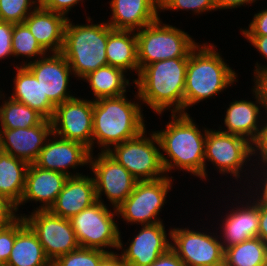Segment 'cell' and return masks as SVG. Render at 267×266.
Returning a JSON list of instances; mask_svg holds the SVG:
<instances>
[{
  "label": "cell",
  "mask_w": 267,
  "mask_h": 266,
  "mask_svg": "<svg viewBox=\"0 0 267 266\" xmlns=\"http://www.w3.org/2000/svg\"><path fill=\"white\" fill-rule=\"evenodd\" d=\"M208 128L202 131L190 114L171 113V120L160 131H154L160 144L165 173L171 170L190 172L205 181L204 149ZM169 158V159H168Z\"/></svg>",
  "instance_id": "1"
},
{
  "label": "cell",
  "mask_w": 267,
  "mask_h": 266,
  "mask_svg": "<svg viewBox=\"0 0 267 266\" xmlns=\"http://www.w3.org/2000/svg\"><path fill=\"white\" fill-rule=\"evenodd\" d=\"M189 57L157 61L144 66L133 80L137 88L134 95L158 115L170 110L184 113V89Z\"/></svg>",
  "instance_id": "2"
},
{
  "label": "cell",
  "mask_w": 267,
  "mask_h": 266,
  "mask_svg": "<svg viewBox=\"0 0 267 266\" xmlns=\"http://www.w3.org/2000/svg\"><path fill=\"white\" fill-rule=\"evenodd\" d=\"M99 98L93 100L92 152L95 143L101 152L111 146L133 139L146 130L141 104L126 98Z\"/></svg>",
  "instance_id": "3"
},
{
  "label": "cell",
  "mask_w": 267,
  "mask_h": 266,
  "mask_svg": "<svg viewBox=\"0 0 267 266\" xmlns=\"http://www.w3.org/2000/svg\"><path fill=\"white\" fill-rule=\"evenodd\" d=\"M215 48L213 43H200L189 54L184 89L185 114L190 106L220 94L237 82L238 74Z\"/></svg>",
  "instance_id": "4"
},
{
  "label": "cell",
  "mask_w": 267,
  "mask_h": 266,
  "mask_svg": "<svg viewBox=\"0 0 267 266\" xmlns=\"http://www.w3.org/2000/svg\"><path fill=\"white\" fill-rule=\"evenodd\" d=\"M72 24L68 19L65 26L61 54L66 58L74 77L83 79L89 73L108 65L106 45L109 33L113 30L105 21L93 24Z\"/></svg>",
  "instance_id": "5"
},
{
  "label": "cell",
  "mask_w": 267,
  "mask_h": 266,
  "mask_svg": "<svg viewBox=\"0 0 267 266\" xmlns=\"http://www.w3.org/2000/svg\"><path fill=\"white\" fill-rule=\"evenodd\" d=\"M162 23L159 17L136 31L139 71L157 61L189 57L199 44L180 28Z\"/></svg>",
  "instance_id": "6"
},
{
  "label": "cell",
  "mask_w": 267,
  "mask_h": 266,
  "mask_svg": "<svg viewBox=\"0 0 267 266\" xmlns=\"http://www.w3.org/2000/svg\"><path fill=\"white\" fill-rule=\"evenodd\" d=\"M106 205L97 201L69 220L80 247L101 249L114 254L116 252L111 249L109 251V248L118 250L121 232L115 223L116 209L113 208L112 212Z\"/></svg>",
  "instance_id": "7"
},
{
  "label": "cell",
  "mask_w": 267,
  "mask_h": 266,
  "mask_svg": "<svg viewBox=\"0 0 267 266\" xmlns=\"http://www.w3.org/2000/svg\"><path fill=\"white\" fill-rule=\"evenodd\" d=\"M144 130L137 137L114 145L107 152L124 166L138 181L155 180L167 176L162 160L159 140L154 131Z\"/></svg>",
  "instance_id": "8"
},
{
  "label": "cell",
  "mask_w": 267,
  "mask_h": 266,
  "mask_svg": "<svg viewBox=\"0 0 267 266\" xmlns=\"http://www.w3.org/2000/svg\"><path fill=\"white\" fill-rule=\"evenodd\" d=\"M172 176L155 180L138 181L132 193L116 208L117 217L126 223L142 225L163 222L160 211L166 203V197L172 188Z\"/></svg>",
  "instance_id": "9"
},
{
  "label": "cell",
  "mask_w": 267,
  "mask_h": 266,
  "mask_svg": "<svg viewBox=\"0 0 267 266\" xmlns=\"http://www.w3.org/2000/svg\"><path fill=\"white\" fill-rule=\"evenodd\" d=\"M251 156L253 146L249 140L220 130L208 129L204 149L205 180L208 177L206 162L209 161L220 174H230L236 181L239 180L240 176L243 177L240 174L243 173L244 165L247 167V162L251 161Z\"/></svg>",
  "instance_id": "10"
},
{
  "label": "cell",
  "mask_w": 267,
  "mask_h": 266,
  "mask_svg": "<svg viewBox=\"0 0 267 266\" xmlns=\"http://www.w3.org/2000/svg\"><path fill=\"white\" fill-rule=\"evenodd\" d=\"M90 154L89 168L93 173L97 201L104 204L106 196L113 208H118L132 193L138 180L107 152L97 157Z\"/></svg>",
  "instance_id": "11"
},
{
  "label": "cell",
  "mask_w": 267,
  "mask_h": 266,
  "mask_svg": "<svg viewBox=\"0 0 267 266\" xmlns=\"http://www.w3.org/2000/svg\"><path fill=\"white\" fill-rule=\"evenodd\" d=\"M20 216L36 234L51 262L80 247L69 219L54 215L50 210L35 209L30 215Z\"/></svg>",
  "instance_id": "12"
},
{
  "label": "cell",
  "mask_w": 267,
  "mask_h": 266,
  "mask_svg": "<svg viewBox=\"0 0 267 266\" xmlns=\"http://www.w3.org/2000/svg\"><path fill=\"white\" fill-rule=\"evenodd\" d=\"M191 228H171V248L185 266H224V249L219 235ZM219 238V239H218Z\"/></svg>",
  "instance_id": "13"
},
{
  "label": "cell",
  "mask_w": 267,
  "mask_h": 266,
  "mask_svg": "<svg viewBox=\"0 0 267 266\" xmlns=\"http://www.w3.org/2000/svg\"><path fill=\"white\" fill-rule=\"evenodd\" d=\"M53 134L83 144L92 153L93 100L74 97L55 107Z\"/></svg>",
  "instance_id": "14"
},
{
  "label": "cell",
  "mask_w": 267,
  "mask_h": 266,
  "mask_svg": "<svg viewBox=\"0 0 267 266\" xmlns=\"http://www.w3.org/2000/svg\"><path fill=\"white\" fill-rule=\"evenodd\" d=\"M47 54L36 61L21 62L40 83L44 96L56 107L63 102L74 98L70 94V75L74 77L68 61L61 53ZM28 61V62H27Z\"/></svg>",
  "instance_id": "15"
},
{
  "label": "cell",
  "mask_w": 267,
  "mask_h": 266,
  "mask_svg": "<svg viewBox=\"0 0 267 266\" xmlns=\"http://www.w3.org/2000/svg\"><path fill=\"white\" fill-rule=\"evenodd\" d=\"M166 232L163 222L142 225L141 230L138 231L131 242L126 243V245L129 243V245L128 247L125 245V249L120 234L118 251L121 250V255L119 254V256L128 266H149L161 254L171 248L172 242L171 239H168L171 238V228L168 234Z\"/></svg>",
  "instance_id": "16"
},
{
  "label": "cell",
  "mask_w": 267,
  "mask_h": 266,
  "mask_svg": "<svg viewBox=\"0 0 267 266\" xmlns=\"http://www.w3.org/2000/svg\"><path fill=\"white\" fill-rule=\"evenodd\" d=\"M52 138V139H51ZM34 162L37 167L59 171L69 176H79L80 172L73 174L68 169L89 165L90 150L83 144L60 138L52 133Z\"/></svg>",
  "instance_id": "17"
},
{
  "label": "cell",
  "mask_w": 267,
  "mask_h": 266,
  "mask_svg": "<svg viewBox=\"0 0 267 266\" xmlns=\"http://www.w3.org/2000/svg\"><path fill=\"white\" fill-rule=\"evenodd\" d=\"M52 133L51 120L45 118L33 127L0 129L1 151L33 164Z\"/></svg>",
  "instance_id": "18"
},
{
  "label": "cell",
  "mask_w": 267,
  "mask_h": 266,
  "mask_svg": "<svg viewBox=\"0 0 267 266\" xmlns=\"http://www.w3.org/2000/svg\"><path fill=\"white\" fill-rule=\"evenodd\" d=\"M248 198L238 201L240 206L236 205L230 212L226 213L222 221L220 229V241L223 249L232 245L239 244L251 238L258 237L259 219H260V203L257 202L252 195L246 193ZM253 198V199H252ZM245 203V205H243ZM235 209V210H234Z\"/></svg>",
  "instance_id": "19"
},
{
  "label": "cell",
  "mask_w": 267,
  "mask_h": 266,
  "mask_svg": "<svg viewBox=\"0 0 267 266\" xmlns=\"http://www.w3.org/2000/svg\"><path fill=\"white\" fill-rule=\"evenodd\" d=\"M68 176L59 171L46 170L29 164L26 172L25 187L20 204L29 201L40 202L41 206L36 210H49L55 203L58 194L62 191Z\"/></svg>",
  "instance_id": "20"
},
{
  "label": "cell",
  "mask_w": 267,
  "mask_h": 266,
  "mask_svg": "<svg viewBox=\"0 0 267 266\" xmlns=\"http://www.w3.org/2000/svg\"><path fill=\"white\" fill-rule=\"evenodd\" d=\"M108 22L115 30L138 31L159 18V0H111Z\"/></svg>",
  "instance_id": "21"
},
{
  "label": "cell",
  "mask_w": 267,
  "mask_h": 266,
  "mask_svg": "<svg viewBox=\"0 0 267 266\" xmlns=\"http://www.w3.org/2000/svg\"><path fill=\"white\" fill-rule=\"evenodd\" d=\"M97 202L93 176H69L49 209L54 215L70 219Z\"/></svg>",
  "instance_id": "22"
},
{
  "label": "cell",
  "mask_w": 267,
  "mask_h": 266,
  "mask_svg": "<svg viewBox=\"0 0 267 266\" xmlns=\"http://www.w3.org/2000/svg\"><path fill=\"white\" fill-rule=\"evenodd\" d=\"M69 19L63 14L53 12L39 5L24 20L40 46L48 53H61L65 26Z\"/></svg>",
  "instance_id": "23"
},
{
  "label": "cell",
  "mask_w": 267,
  "mask_h": 266,
  "mask_svg": "<svg viewBox=\"0 0 267 266\" xmlns=\"http://www.w3.org/2000/svg\"><path fill=\"white\" fill-rule=\"evenodd\" d=\"M252 93L253 96L255 95V102L241 99L239 101L233 100L230 103L229 108H226L224 118L226 129L223 128L222 130L221 126L219 130L224 133L241 136L253 144L259 135L263 119H261L262 111L260 109L262 110V108L259 98L254 91Z\"/></svg>",
  "instance_id": "24"
},
{
  "label": "cell",
  "mask_w": 267,
  "mask_h": 266,
  "mask_svg": "<svg viewBox=\"0 0 267 266\" xmlns=\"http://www.w3.org/2000/svg\"><path fill=\"white\" fill-rule=\"evenodd\" d=\"M5 266H52L36 234L22 216L15 220V241Z\"/></svg>",
  "instance_id": "25"
},
{
  "label": "cell",
  "mask_w": 267,
  "mask_h": 266,
  "mask_svg": "<svg viewBox=\"0 0 267 266\" xmlns=\"http://www.w3.org/2000/svg\"><path fill=\"white\" fill-rule=\"evenodd\" d=\"M16 76L13 79V89L11 96L14 101L26 104L31 109L36 110L45 119L51 120L54 115L55 106L44 96L43 89L36 77L25 67L15 64Z\"/></svg>",
  "instance_id": "26"
},
{
  "label": "cell",
  "mask_w": 267,
  "mask_h": 266,
  "mask_svg": "<svg viewBox=\"0 0 267 266\" xmlns=\"http://www.w3.org/2000/svg\"><path fill=\"white\" fill-rule=\"evenodd\" d=\"M108 65L139 74L136 31L113 29L107 39Z\"/></svg>",
  "instance_id": "27"
},
{
  "label": "cell",
  "mask_w": 267,
  "mask_h": 266,
  "mask_svg": "<svg viewBox=\"0 0 267 266\" xmlns=\"http://www.w3.org/2000/svg\"><path fill=\"white\" fill-rule=\"evenodd\" d=\"M28 166L24 160L0 152V195L6 197L16 207L23 195Z\"/></svg>",
  "instance_id": "28"
},
{
  "label": "cell",
  "mask_w": 267,
  "mask_h": 266,
  "mask_svg": "<svg viewBox=\"0 0 267 266\" xmlns=\"http://www.w3.org/2000/svg\"><path fill=\"white\" fill-rule=\"evenodd\" d=\"M126 72L120 68L106 65L89 73L83 78L90 85L94 100L99 98L119 97L127 94V86H130L129 79H126Z\"/></svg>",
  "instance_id": "29"
},
{
  "label": "cell",
  "mask_w": 267,
  "mask_h": 266,
  "mask_svg": "<svg viewBox=\"0 0 267 266\" xmlns=\"http://www.w3.org/2000/svg\"><path fill=\"white\" fill-rule=\"evenodd\" d=\"M224 266H267V244L255 237L224 249Z\"/></svg>",
  "instance_id": "30"
},
{
  "label": "cell",
  "mask_w": 267,
  "mask_h": 266,
  "mask_svg": "<svg viewBox=\"0 0 267 266\" xmlns=\"http://www.w3.org/2000/svg\"><path fill=\"white\" fill-rule=\"evenodd\" d=\"M6 99L0 105V129L33 127L44 119L41 114L26 104L9 97Z\"/></svg>",
  "instance_id": "31"
},
{
  "label": "cell",
  "mask_w": 267,
  "mask_h": 266,
  "mask_svg": "<svg viewBox=\"0 0 267 266\" xmlns=\"http://www.w3.org/2000/svg\"><path fill=\"white\" fill-rule=\"evenodd\" d=\"M11 43L13 57L16 58L21 56L36 61L48 54L40 46L24 22L14 24Z\"/></svg>",
  "instance_id": "32"
},
{
  "label": "cell",
  "mask_w": 267,
  "mask_h": 266,
  "mask_svg": "<svg viewBox=\"0 0 267 266\" xmlns=\"http://www.w3.org/2000/svg\"><path fill=\"white\" fill-rule=\"evenodd\" d=\"M109 254L101 249L79 247L57 257L52 262V266H99Z\"/></svg>",
  "instance_id": "33"
},
{
  "label": "cell",
  "mask_w": 267,
  "mask_h": 266,
  "mask_svg": "<svg viewBox=\"0 0 267 266\" xmlns=\"http://www.w3.org/2000/svg\"><path fill=\"white\" fill-rule=\"evenodd\" d=\"M39 5L37 0H0V21L23 23Z\"/></svg>",
  "instance_id": "34"
},
{
  "label": "cell",
  "mask_w": 267,
  "mask_h": 266,
  "mask_svg": "<svg viewBox=\"0 0 267 266\" xmlns=\"http://www.w3.org/2000/svg\"><path fill=\"white\" fill-rule=\"evenodd\" d=\"M160 11H193L194 15L197 13L202 14L203 12L216 11L213 0H159Z\"/></svg>",
  "instance_id": "35"
},
{
  "label": "cell",
  "mask_w": 267,
  "mask_h": 266,
  "mask_svg": "<svg viewBox=\"0 0 267 266\" xmlns=\"http://www.w3.org/2000/svg\"><path fill=\"white\" fill-rule=\"evenodd\" d=\"M15 241V220L0 227V266H5Z\"/></svg>",
  "instance_id": "36"
},
{
  "label": "cell",
  "mask_w": 267,
  "mask_h": 266,
  "mask_svg": "<svg viewBox=\"0 0 267 266\" xmlns=\"http://www.w3.org/2000/svg\"><path fill=\"white\" fill-rule=\"evenodd\" d=\"M248 26L240 28L243 36H267V8L257 12Z\"/></svg>",
  "instance_id": "37"
},
{
  "label": "cell",
  "mask_w": 267,
  "mask_h": 266,
  "mask_svg": "<svg viewBox=\"0 0 267 266\" xmlns=\"http://www.w3.org/2000/svg\"><path fill=\"white\" fill-rule=\"evenodd\" d=\"M14 24L0 21V59L12 56V33Z\"/></svg>",
  "instance_id": "38"
},
{
  "label": "cell",
  "mask_w": 267,
  "mask_h": 266,
  "mask_svg": "<svg viewBox=\"0 0 267 266\" xmlns=\"http://www.w3.org/2000/svg\"><path fill=\"white\" fill-rule=\"evenodd\" d=\"M264 121L262 123L259 135L257 139L253 142V156H258V163L267 164V120L263 118ZM266 120V121H265ZM266 122V123H264ZM261 157V158H260Z\"/></svg>",
  "instance_id": "39"
},
{
  "label": "cell",
  "mask_w": 267,
  "mask_h": 266,
  "mask_svg": "<svg viewBox=\"0 0 267 266\" xmlns=\"http://www.w3.org/2000/svg\"><path fill=\"white\" fill-rule=\"evenodd\" d=\"M253 74L254 86L251 89H253L252 91L257 94L261 108H264L265 112L267 113V71ZM265 118L267 119V116Z\"/></svg>",
  "instance_id": "40"
},
{
  "label": "cell",
  "mask_w": 267,
  "mask_h": 266,
  "mask_svg": "<svg viewBox=\"0 0 267 266\" xmlns=\"http://www.w3.org/2000/svg\"><path fill=\"white\" fill-rule=\"evenodd\" d=\"M83 3L84 0H44L40 5L50 11L66 16L75 5Z\"/></svg>",
  "instance_id": "41"
},
{
  "label": "cell",
  "mask_w": 267,
  "mask_h": 266,
  "mask_svg": "<svg viewBox=\"0 0 267 266\" xmlns=\"http://www.w3.org/2000/svg\"><path fill=\"white\" fill-rule=\"evenodd\" d=\"M16 206L6 197L0 195V227L8 225L16 220L19 215Z\"/></svg>",
  "instance_id": "42"
},
{
  "label": "cell",
  "mask_w": 267,
  "mask_h": 266,
  "mask_svg": "<svg viewBox=\"0 0 267 266\" xmlns=\"http://www.w3.org/2000/svg\"><path fill=\"white\" fill-rule=\"evenodd\" d=\"M245 39L251 44V46H254L257 51L260 52V54L267 59V36H244ZM254 73L257 72H265L267 71V64L260 65L256 62V65L254 66Z\"/></svg>",
  "instance_id": "43"
},
{
  "label": "cell",
  "mask_w": 267,
  "mask_h": 266,
  "mask_svg": "<svg viewBox=\"0 0 267 266\" xmlns=\"http://www.w3.org/2000/svg\"><path fill=\"white\" fill-rule=\"evenodd\" d=\"M260 164H262V165H260ZM257 165H259V168L260 167L262 168V169H260L261 172H259V170H257V172H258L257 174L260 175L259 177H261L262 175H263V177L260 180H258L259 181L258 183H256L257 187H255L256 188L255 193H251L250 191H248V193L252 194V197H254V199L257 202L267 204V164H265V163H257ZM260 188H261V190H260ZM254 195H256V196H254Z\"/></svg>",
  "instance_id": "44"
},
{
  "label": "cell",
  "mask_w": 267,
  "mask_h": 266,
  "mask_svg": "<svg viewBox=\"0 0 267 266\" xmlns=\"http://www.w3.org/2000/svg\"><path fill=\"white\" fill-rule=\"evenodd\" d=\"M149 266H185V263L177 256L172 248H169Z\"/></svg>",
  "instance_id": "45"
},
{
  "label": "cell",
  "mask_w": 267,
  "mask_h": 266,
  "mask_svg": "<svg viewBox=\"0 0 267 266\" xmlns=\"http://www.w3.org/2000/svg\"><path fill=\"white\" fill-rule=\"evenodd\" d=\"M257 0H213L216 10L234 9L247 4H252Z\"/></svg>",
  "instance_id": "46"
},
{
  "label": "cell",
  "mask_w": 267,
  "mask_h": 266,
  "mask_svg": "<svg viewBox=\"0 0 267 266\" xmlns=\"http://www.w3.org/2000/svg\"><path fill=\"white\" fill-rule=\"evenodd\" d=\"M258 237L267 244V204L260 203Z\"/></svg>",
  "instance_id": "47"
},
{
  "label": "cell",
  "mask_w": 267,
  "mask_h": 266,
  "mask_svg": "<svg viewBox=\"0 0 267 266\" xmlns=\"http://www.w3.org/2000/svg\"><path fill=\"white\" fill-rule=\"evenodd\" d=\"M99 266H128L119 256V253L109 254Z\"/></svg>",
  "instance_id": "48"
},
{
  "label": "cell",
  "mask_w": 267,
  "mask_h": 266,
  "mask_svg": "<svg viewBox=\"0 0 267 266\" xmlns=\"http://www.w3.org/2000/svg\"><path fill=\"white\" fill-rule=\"evenodd\" d=\"M5 94L3 93L2 94V91L0 90V100L2 99V97L4 98V97H6V96H4Z\"/></svg>",
  "instance_id": "49"
},
{
  "label": "cell",
  "mask_w": 267,
  "mask_h": 266,
  "mask_svg": "<svg viewBox=\"0 0 267 266\" xmlns=\"http://www.w3.org/2000/svg\"><path fill=\"white\" fill-rule=\"evenodd\" d=\"M39 2V4H41L44 0H37Z\"/></svg>",
  "instance_id": "50"
}]
</instances>
